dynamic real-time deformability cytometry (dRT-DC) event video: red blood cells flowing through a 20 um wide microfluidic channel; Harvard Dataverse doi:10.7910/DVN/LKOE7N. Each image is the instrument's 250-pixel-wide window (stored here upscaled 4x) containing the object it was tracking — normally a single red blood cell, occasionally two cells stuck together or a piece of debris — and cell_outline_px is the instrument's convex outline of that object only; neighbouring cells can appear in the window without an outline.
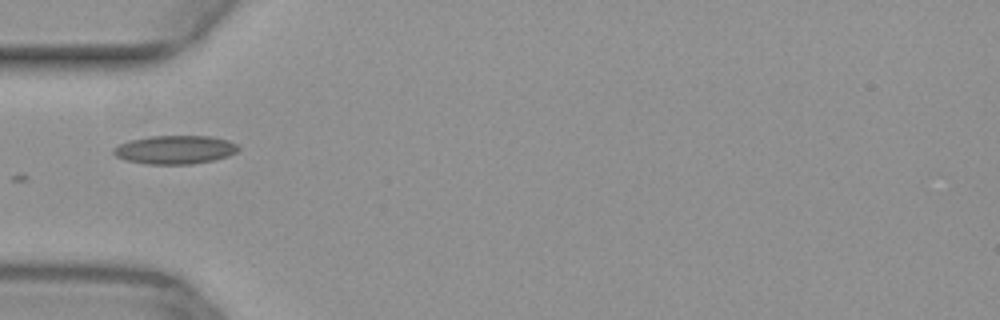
{"species": "common noctule bat (a hibernating species)", "species_latin": "Nyctalus noctula", "temperature_condition": "warm", "stored_images_in_passage": 6, "camera_frame_rate_fps": 3000, "um_per_image_px": 0.085, "animal": {"sex": "female", "body_mass_g": 29.2, "forearm_length_mm": 56.3}, "frame": {"image": 1, "passage_image": 1, "time_ms": 0.0, "image_size_px": [1000, 320], "cell_outline_px": [[240, 148], [236, 152], [228, 156], [212, 160], [192, 164], [148, 164], [128, 160], [116, 156], [112, 152], [112, 148], [128, 140], [148, 136], [212, 136], [228, 140], [236, 144]], "centroid_in_image_um": [14.87, 12.71], "position_along_channel_um": 70.1, "area_um2": 20.75}}